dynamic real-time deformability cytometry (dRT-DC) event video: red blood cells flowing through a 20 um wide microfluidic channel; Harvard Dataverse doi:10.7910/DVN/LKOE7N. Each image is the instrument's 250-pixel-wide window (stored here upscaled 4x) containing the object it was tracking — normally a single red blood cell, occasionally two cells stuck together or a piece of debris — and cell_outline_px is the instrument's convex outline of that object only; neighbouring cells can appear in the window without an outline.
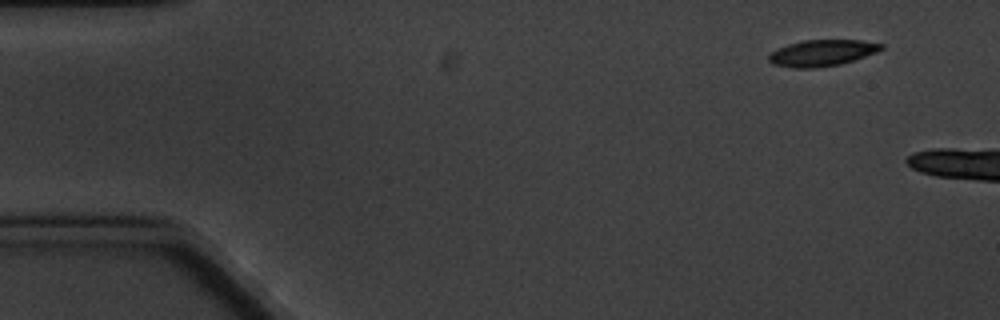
{"species": "common noctule bat (a hibernating species)", "species_latin": "Nyctalus noctula", "temperature_condition": "cold", "stored_images_in_passage": 2, "camera_frame_rate_fps": 3000, "um_per_image_px": 0.085, "animal": {"sex": "male", "body_mass_g": 20.1, "forearm_length_mm": 53.5}, "frame": {"image": 1, "passage_image": 1, "time_ms": 0.0, "image_size_px": [1000, 320], "cell_outline_px": [[884, 48], [876, 52], [840, 64], [816, 68], [792, 68], [772, 64], [768, 60], [768, 56], [776, 48], [788, 44], [804, 40], [860, 40], [884, 44]], "centroid_in_image_um": [69.83, 4.5], "position_along_channel_um": 15.2, "area_um2": 17.22}}